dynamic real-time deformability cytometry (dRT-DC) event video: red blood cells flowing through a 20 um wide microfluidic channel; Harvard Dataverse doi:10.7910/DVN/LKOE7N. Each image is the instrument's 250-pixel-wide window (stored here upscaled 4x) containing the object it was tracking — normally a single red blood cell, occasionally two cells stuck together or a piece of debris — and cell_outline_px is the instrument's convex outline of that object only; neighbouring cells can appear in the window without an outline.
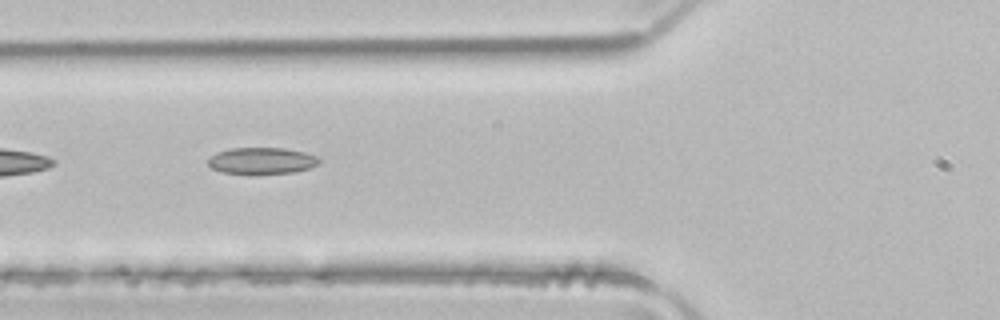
{"species": "common noctule bat (a hibernating species)", "species_latin": "Nyctalus noctula", "temperature_condition": "room temperature", "stored_images_in_passage": 48, "segment_of_instrument_passage": [2, 2], "camera_frame_rate_fps": 3000, "um_per_image_px": 0.085, "animal": {"sex": "male", "body_mass_g": 21.5, "forearm_length_mm": 52.0}, "frame": {"image": 1, "passage_image": 19, "time_ms": 6.0, "image_size_px": [1000, 320], "cell_outline_px": [[320, 160], [316, 164], [308, 168], [296, 172], [248, 176], [220, 172], [212, 168], [208, 164], [208, 160], [216, 152], [232, 148], [284, 148], [304, 152], [316, 156]], "centroid_in_image_um": [22.2, 13.7], "position_along_channel_um": 103.6, "area_um2": 17.63}}
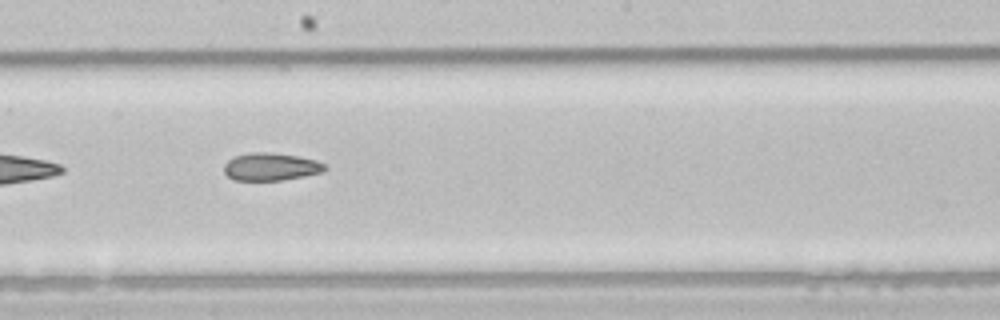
{"frame": {"image": 2, "passage_image": 28, "time_ms": 9.0, "image_size_px": [1000, 320], "cell_outline_px": [[328, 168], [320, 172], [304, 176], [280, 180], [232, 180], [224, 172], [224, 164], [232, 156], [248, 152], [264, 152], [296, 156], [316, 160], [324, 164]], "centroid_in_image_um": [22.96, 14.17], "position_along_channel_um": 225.2, "area_um2": 16.18}}
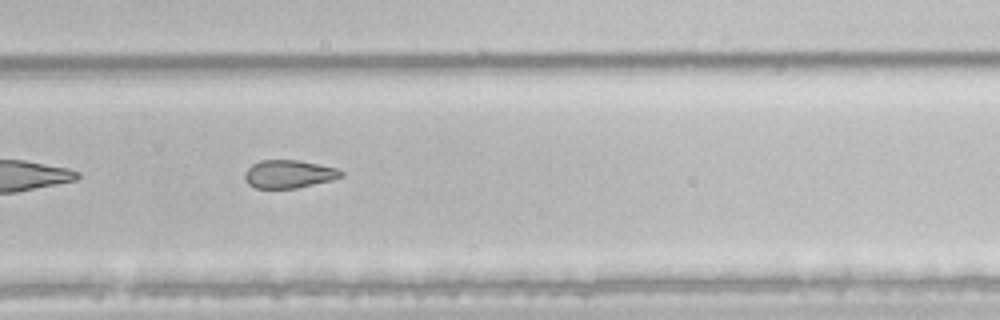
{"frame": {"image": 3, "passage_image": 34, "time_ms": 11.0, "image_size_px": [1000, 320], "cell_outline_px": [[344, 176], [332, 180], [296, 188], [256, 188], [248, 184], [244, 180], [244, 172], [252, 164], [260, 160], [300, 160], [336, 168], [344, 172]], "centroid_in_image_um": [24.54, 14.79], "position_along_channel_um": 305.3, "area_um2": 15.84}}